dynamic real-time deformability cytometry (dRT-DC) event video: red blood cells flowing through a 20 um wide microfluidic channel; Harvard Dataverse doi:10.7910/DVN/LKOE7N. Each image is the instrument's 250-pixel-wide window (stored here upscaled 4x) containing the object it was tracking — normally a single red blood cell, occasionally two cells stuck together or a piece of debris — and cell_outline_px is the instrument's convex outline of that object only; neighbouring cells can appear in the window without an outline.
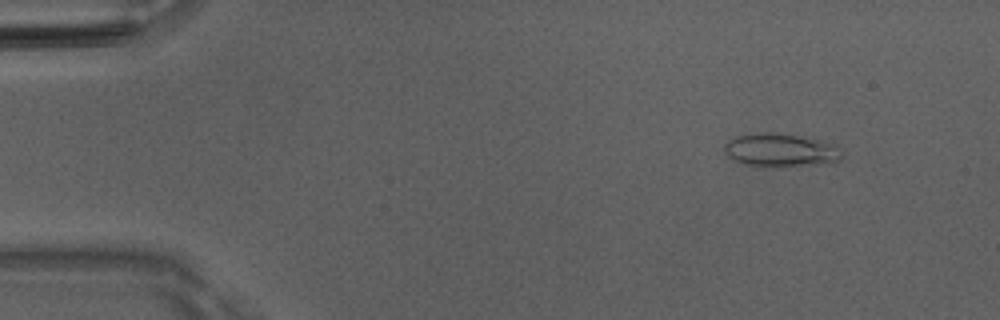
{"species": "Egyptian fruit bat (a non-hibernating species)", "species_latin": "Rousettus aegyptiacus", "temperature_condition": "room temperature", "stored_images_in_passage": 51, "camera_frame_rate_fps": 3000, "um_per_image_px": 0.085, "animal": {"sex": "male"}, "frame": {"image": 1, "passage_image": 6, "time_ms": 1.667, "image_size_px": [1000, 320], "cell_outline_px": [[840, 160], [832, 164], [744, 164], [732, 160], [724, 152], [724, 144], [728, 140], [736, 136], [760, 132], [772, 132], [824, 140], [832, 144], [836, 148], [840, 156]], "centroid_in_image_um": [66.3, 12.72], "position_along_channel_um": 18.7, "area_um2": 22.02}}
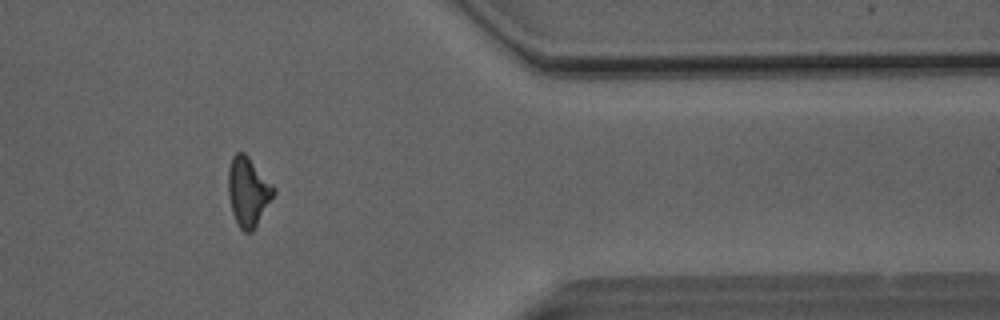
{"frame": {"image": 2, "passage_image": 42, "time_ms": 13.667, "image_size_px": [1000, 320], "cell_outline_px": [[276, 192], [252, 232], [244, 232], [240, 228], [232, 212], [228, 192], [228, 168], [232, 156], [236, 152], [244, 152], [248, 156], [276, 188]], "centroid_in_image_um": [21.09, 16.27], "position_along_channel_um": 390.3, "area_um2": 18.21}}
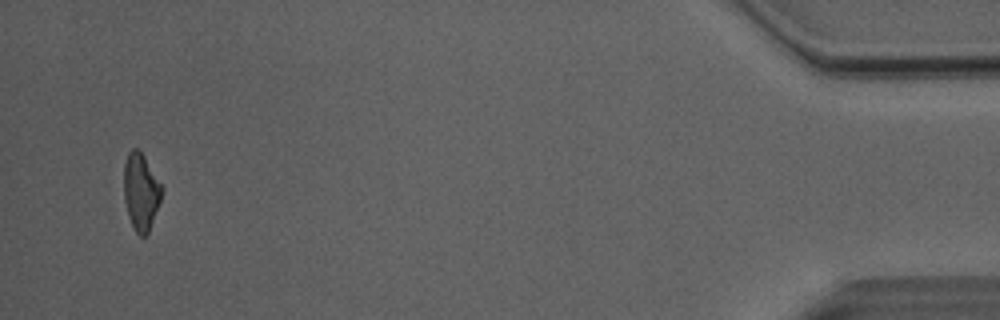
{"frame": {"image": 3, "passage_image": 49, "time_ms": 16.0, "image_size_px": [1000, 320], "cell_outline_px": [[164, 188], [160, 200], [148, 232], [144, 236], [140, 236], [136, 232], [128, 216], [124, 200], [124, 164], [128, 152], [132, 148], [136, 148], [144, 156]], "centroid_in_image_um": [11.97, 16.27], "position_along_channel_um": 423.2, "area_um2": 16.82}, "authors_computed_cell_mechanics": {"area_um2": 18.4382, "velocity_mm_per_s": 4.0964, "shape_relaxation_time_tau1_ms": null, "shape_relaxation_time_tau2_ms": 3.4268, "deformation_change_tau1": null, "deformation_change_tau2": 0.1497}}